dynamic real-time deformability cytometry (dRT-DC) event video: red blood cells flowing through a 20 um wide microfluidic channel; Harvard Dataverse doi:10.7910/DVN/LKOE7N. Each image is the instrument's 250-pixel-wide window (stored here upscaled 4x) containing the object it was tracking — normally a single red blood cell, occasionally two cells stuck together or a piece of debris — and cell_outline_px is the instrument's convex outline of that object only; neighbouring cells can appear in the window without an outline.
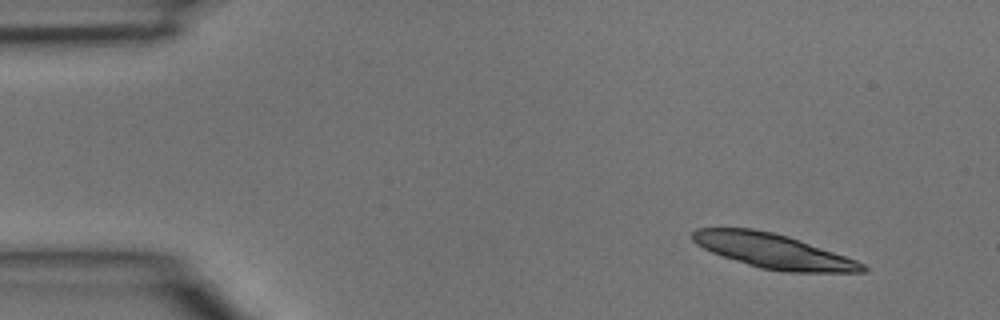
{"species": "common noctule bat (a hibernating species)", "species_latin": "Nyctalus noctula", "temperature_condition": "room temperature", "stored_images_in_passage": 3, "camera_frame_rate_fps": 3000, "um_per_image_px": 0.085, "animal": {"sex": "male", "body_mass_g": 15.6}, "frame": {"image": 1, "passage_image": 1, "time_ms": 0.0, "image_size_px": [1000, 320], "cell_outline_px": [[868, 268], [864, 272], [784, 272], [760, 268], [712, 252], [696, 244], [692, 240], [692, 232], [696, 228], [752, 228], [772, 232], [788, 236], [800, 240], [856, 260], [864, 264]], "centroid_in_image_um": [65.72, 21.34], "position_along_channel_um": 19.3, "area_um2": 33.87}}